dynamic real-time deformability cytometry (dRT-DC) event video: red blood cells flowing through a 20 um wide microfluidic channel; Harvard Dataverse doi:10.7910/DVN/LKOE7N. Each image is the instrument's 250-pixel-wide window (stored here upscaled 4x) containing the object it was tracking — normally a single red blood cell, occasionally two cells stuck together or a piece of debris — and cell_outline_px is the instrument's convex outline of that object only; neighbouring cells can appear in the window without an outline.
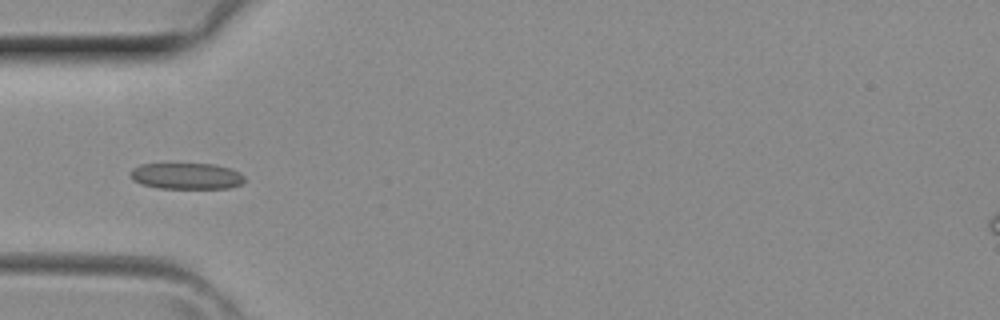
{"species": "common noctule bat (a hibernating species)", "species_latin": "Nyctalus noctula", "temperature_condition": "room temperature", "stored_images_in_passage": 5, "camera_frame_rate_fps": 3000, "um_per_image_px": 0.085, "animal": {"sex": "female", "body_mass_g": 29.2, "forearm_length_mm": 56.3}, "frame": {"image": 1, "passage_image": 4, "time_ms": 1.0, "image_size_px": [1000, 320], "cell_outline_px": [[244, 180], [240, 184], [228, 188], [156, 188], [140, 184], [132, 180], [132, 168], [140, 164], [216, 164], [232, 168], [240, 172], [244, 176]], "centroid_in_image_um": [15.86, 14.96], "position_along_channel_um": 69.1, "area_um2": 17.51}}
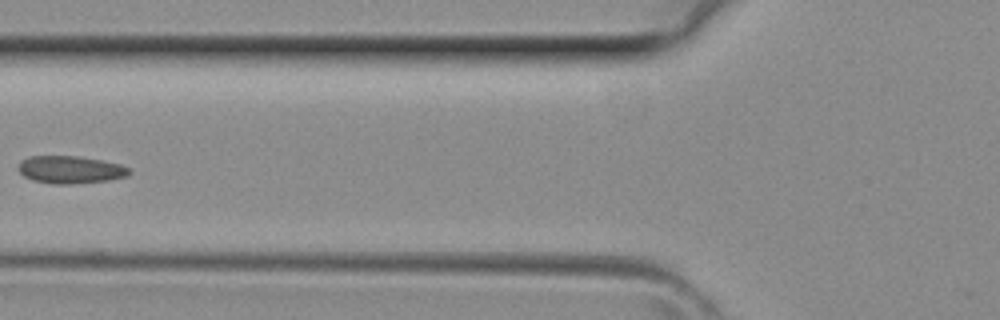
{"frame": {"image": 2, "passage_image": 5, "time_ms": 1.333, "image_size_px": [1000, 320], "cell_outline_px": [[132, 172], [128, 176], [108, 180], [72, 184], [52, 184], [32, 180], [24, 176], [16, 168], [20, 160], [28, 156], [76, 156], [100, 160], [120, 164], [132, 168]], "centroid_in_image_um": [5.97, 14.42], "position_along_channel_um": 119.8, "area_um2": 18.03}}